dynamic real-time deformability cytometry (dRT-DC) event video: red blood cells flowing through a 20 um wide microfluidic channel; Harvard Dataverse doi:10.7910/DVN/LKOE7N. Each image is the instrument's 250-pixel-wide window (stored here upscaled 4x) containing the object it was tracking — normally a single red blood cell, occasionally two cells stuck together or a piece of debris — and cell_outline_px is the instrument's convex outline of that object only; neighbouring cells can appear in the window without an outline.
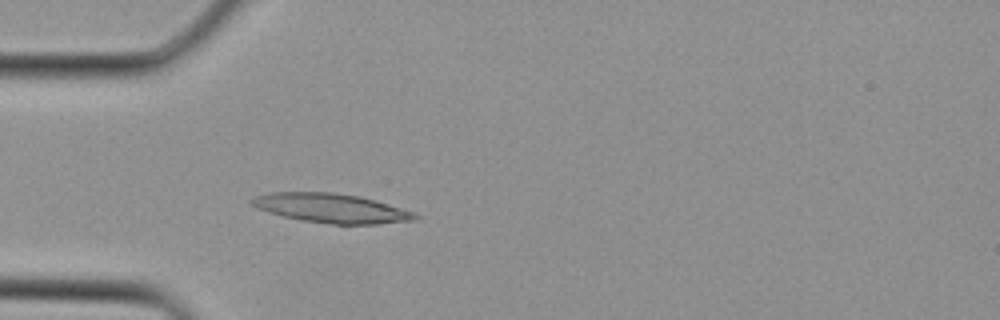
{"species": "Egyptian fruit bat (a non-hibernating species)", "species_latin": "Rousettus aegyptiacus", "temperature_condition": "cold", "stored_images_in_passage": 2, "camera_frame_rate_fps": 3000, "um_per_image_px": 0.085, "animal": {"sex": "female"}, "frame": {"image": 1, "passage_image": 2, "time_ms": 0.333, "image_size_px": [1000, 320], "cell_outline_px": [[420, 216], [416, 220], [376, 224], [332, 224], [304, 220], [284, 216], [268, 212], [252, 204], [248, 200], [256, 196], [272, 192], [332, 192], [360, 196], [376, 200], [412, 212]], "centroid_in_image_um": [28.18, 17.69], "position_along_channel_um": 56.8, "area_um2": 27.51}}